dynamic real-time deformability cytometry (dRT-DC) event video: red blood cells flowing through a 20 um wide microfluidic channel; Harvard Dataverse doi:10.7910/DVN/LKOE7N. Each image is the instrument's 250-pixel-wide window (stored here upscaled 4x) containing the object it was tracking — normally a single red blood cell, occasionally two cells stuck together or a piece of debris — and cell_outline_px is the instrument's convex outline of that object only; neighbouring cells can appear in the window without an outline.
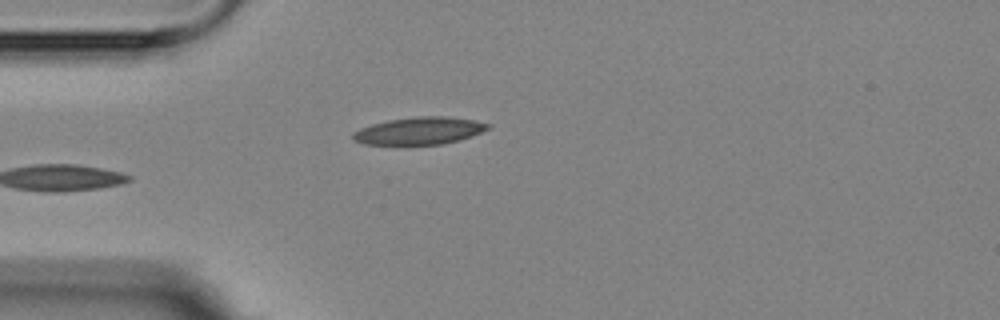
{"species": "Egyptian fruit bat (a non-hibernating species)", "species_latin": "Rousettus aegyptiacus", "temperature_condition": "room temperature", "stored_images_in_passage": 5, "camera_frame_rate_fps": 3000, "um_per_image_px": 0.085, "animal": {"sex": "female"}, "frame": {"image": 1, "passage_image": 5, "time_ms": 4.667, "image_size_px": [1000, 320], "cell_outline_px": [[492, 128], [472, 136], [460, 140], [444, 144], [364, 144], [352, 140], [352, 132], [360, 128], [372, 124], [388, 120], [416, 116], [444, 116], [476, 120], [492, 124]], "centroid_in_image_um": [35.69, 11.11], "position_along_channel_um": 49.3, "area_um2": 21.73}}